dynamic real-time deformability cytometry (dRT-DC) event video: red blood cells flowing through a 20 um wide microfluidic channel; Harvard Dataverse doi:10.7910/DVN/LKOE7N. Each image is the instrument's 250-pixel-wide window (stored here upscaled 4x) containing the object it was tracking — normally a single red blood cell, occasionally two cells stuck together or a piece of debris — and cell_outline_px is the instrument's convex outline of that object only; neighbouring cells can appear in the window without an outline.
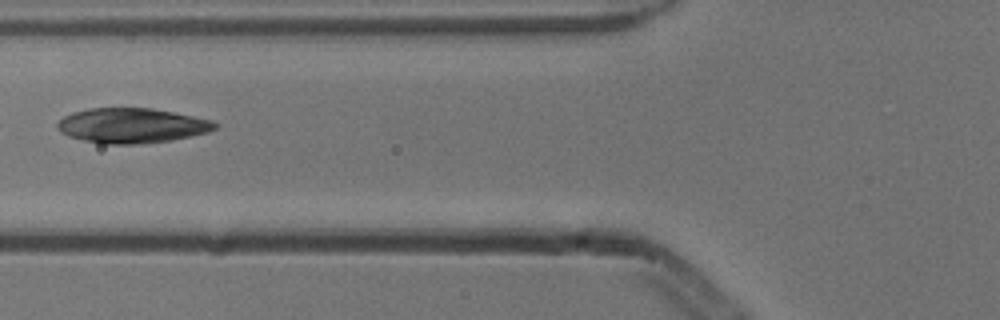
{"species": "common noctule bat (a hibernating species)", "species_latin": "Nyctalus noctula", "temperature_condition": "cold", "stored_images_in_passage": 4, "camera_frame_rate_fps": 3000, "um_per_image_px": 0.085, "animal": {"sex": "male", "body_mass_g": 13.3}, "frame": {"image": 1, "passage_image": 2, "time_ms": 0.333, "image_size_px": [1000, 320], "cell_outline_px": [[220, 124], [216, 128], [208, 132], [168, 140], [136, 144], [100, 144], [68, 136], [60, 132], [56, 128], [56, 124], [64, 116], [72, 112], [88, 108], [152, 108], [212, 120]], "centroid_in_image_um": [11.16, 10.67], "position_along_channel_um": 114.6, "area_um2": 31.96}}
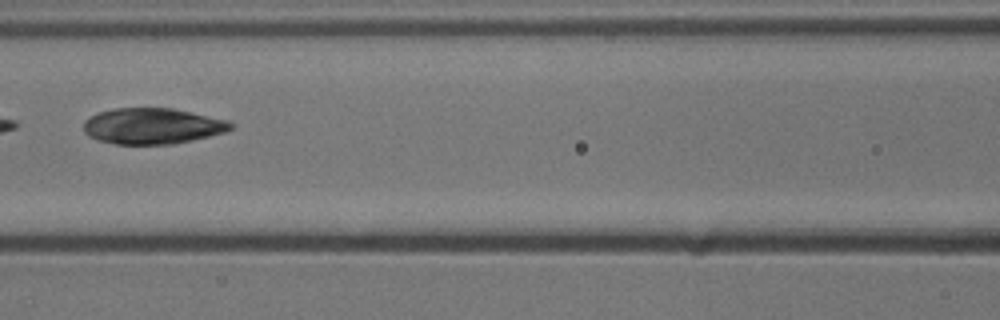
{"frame": {"image": 2, "passage_image": 3, "time_ms": 0.667, "image_size_px": [1000, 320], "cell_outline_px": [[236, 124], [232, 128], [224, 132], [192, 140], [172, 144], [116, 144], [100, 140], [88, 136], [84, 132], [84, 120], [100, 112], [112, 108], [172, 108], [228, 120]], "centroid_in_image_um": [12.96, 10.71], "position_along_channel_um": 153.6, "area_um2": 30.69}}
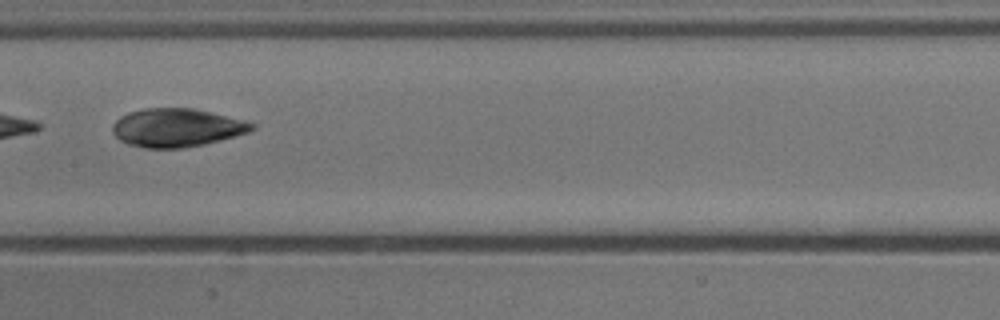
{"frame": {"image": 3, "passage_image": 4, "time_ms": 1.0, "image_size_px": [1000, 320], "cell_outline_px": [[256, 128], [248, 132], [204, 144], [184, 148], [144, 148], [128, 144], [120, 140], [112, 132], [112, 124], [120, 116], [128, 112], [144, 108], [196, 108], [244, 120], [256, 124]], "centroid_in_image_um": [15.0, 10.84], "position_along_channel_um": 192.4, "area_um2": 31.27}}